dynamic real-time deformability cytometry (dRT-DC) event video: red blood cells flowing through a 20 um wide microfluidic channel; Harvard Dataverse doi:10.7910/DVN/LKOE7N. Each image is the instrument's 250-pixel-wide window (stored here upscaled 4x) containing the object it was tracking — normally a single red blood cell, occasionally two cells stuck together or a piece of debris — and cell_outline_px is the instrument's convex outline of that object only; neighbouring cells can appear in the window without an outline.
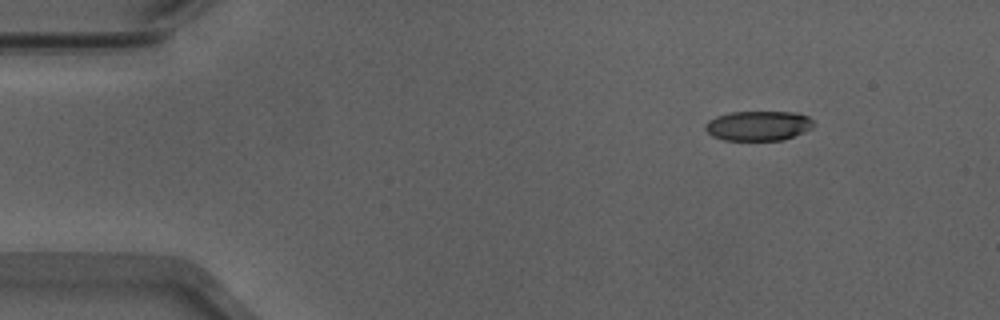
{"species": "Egyptian fruit bat (a non-hibernating species)", "species_latin": "Rousettus aegyptiacus", "temperature_condition": "warm", "stored_images_in_passage": 47, "camera_frame_rate_fps": 3000, "um_per_image_px": 0.085, "animal": {"sex": "male"}, "frame": {"image": 1, "passage_image": 1, "time_ms": 0.0, "image_size_px": [1000, 320], "cell_outline_px": [[816, 124], [812, 128], [784, 140], [724, 140], [712, 136], [704, 128], [704, 124], [708, 120], [716, 116], [732, 112], [796, 112], [808, 116]], "centroid_in_image_um": [64.45, 10.68], "position_along_channel_um": 20.5, "area_um2": 18.9}}
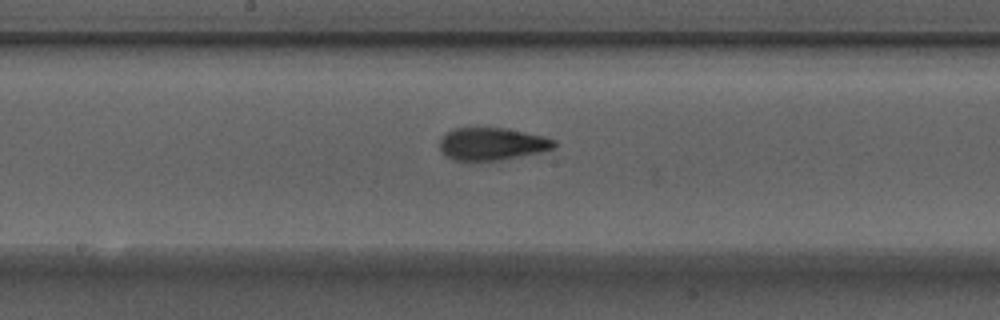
{"frame": {"image": 2, "passage_image": 22, "time_ms": 7.0, "image_size_px": [1000, 320], "cell_outline_px": [[556, 144], [552, 148], [540, 152], [496, 160], [468, 164], [452, 160], [440, 148], [440, 136], [444, 132], [452, 128], [504, 128], [544, 136], [556, 140]], "centroid_in_image_um": [41.73, 12.25], "position_along_channel_um": 206.5, "area_um2": 22.08}}
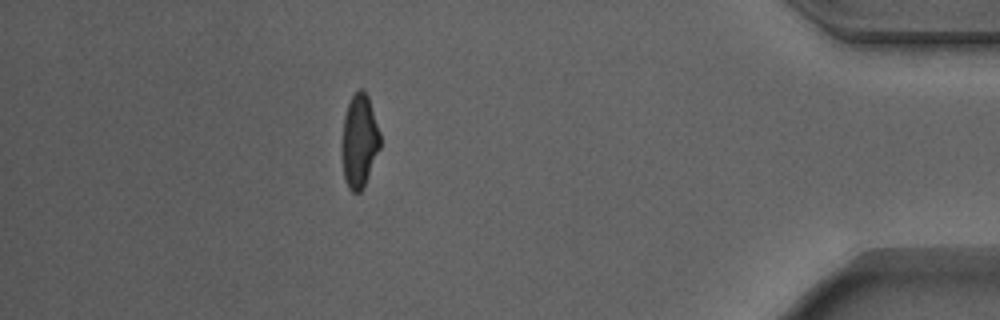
{"frame": {"image": 3, "passage_image": 41, "time_ms": 13.333, "image_size_px": [1000, 320], "cell_outline_px": [[380, 148], [364, 184], [360, 192], [352, 192], [348, 188], [344, 176], [340, 148], [344, 116], [348, 104], [352, 96], [360, 88], [364, 88], [368, 96], [380, 132]], "centroid_in_image_um": [30.52, 11.96], "position_along_channel_um": 404.7, "area_um2": 20.87}, "authors_computed_cell_mechanics": {"area_um2": 21.2704, "velocity_mm_per_s": 3.9079, "shape_relaxation_time_tau1_ms": 4.9275, "shape_relaxation_time_tau2_ms": 1.4356, "deformation_change_tau1": 0.1871, "deformation_change_tau2": 0.0979}}